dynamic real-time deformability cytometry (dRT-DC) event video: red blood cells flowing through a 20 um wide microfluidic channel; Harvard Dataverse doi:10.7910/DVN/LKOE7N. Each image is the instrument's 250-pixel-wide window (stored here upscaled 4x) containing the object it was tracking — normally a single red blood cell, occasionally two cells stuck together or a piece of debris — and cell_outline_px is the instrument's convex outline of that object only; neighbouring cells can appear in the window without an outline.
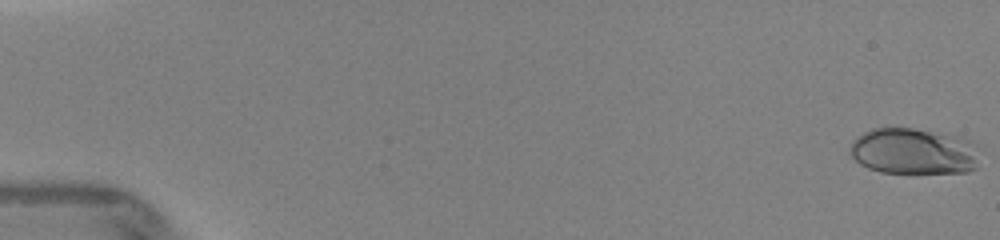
{"species": "human", "species_latin": "Homo sapiens", "temperature_condition": "warm", "stored_images_in_passage": 47, "camera_frame_rate_fps": 3000, "um_per_image_px": 0.085, "donor": {"sex": "female"}, "frame": {"image": 1, "passage_image": 1, "time_ms": 0.0, "image_size_px": [1000, 240], "cell_outline_px": [[976, 168], [968, 172], [880, 172], [868, 168], [860, 164], [848, 152], [852, 140], [864, 132], [872, 128], [912, 128], [960, 136], [972, 140], [976, 144]], "centroid_in_image_um": [77.64, 12.84], "position_along_channel_um": 7.4, "area_um2": 34.85}}
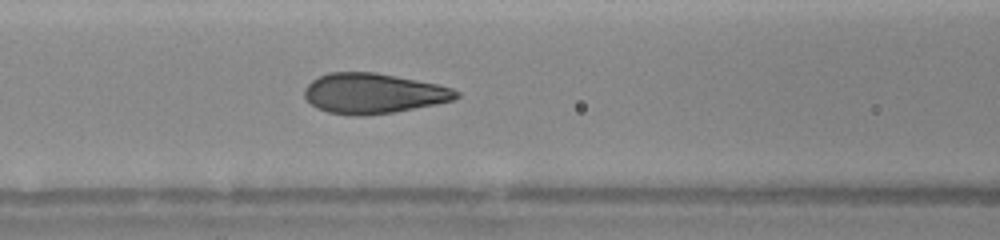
{"frame": {"image": 2, "passage_image": 21, "time_ms": 6.667, "image_size_px": [1000, 240], "cell_outline_px": [[460, 96], [452, 100], [436, 104], [396, 112], [368, 116], [348, 116], [328, 112], [316, 108], [304, 96], [304, 88], [312, 80], [328, 72], [376, 72], [436, 84], [452, 88], [460, 92]], "centroid_in_image_um": [31.72, 7.95], "position_along_channel_um": 134.9, "area_um2": 35.78}}
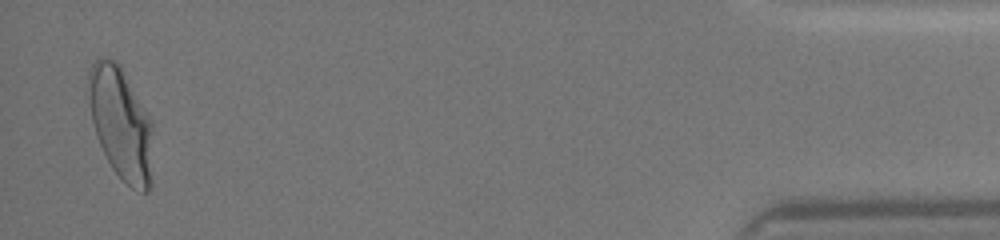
{"frame": {"image": 3, "passage_image": 46, "time_ms": 15.0, "image_size_px": [1000, 240], "cell_outline_px": [[152, 184], [148, 192], [140, 192], [132, 188], [112, 168], [96, 136], [84, 88], [88, 72], [92, 64], [100, 56], [116, 60], [128, 80], [148, 116], [152, 124]], "centroid_in_image_um": [10.24, 10.48], "position_along_channel_um": 425.0, "area_um2": 42.37}, "authors_computed_cell_mechanics": {"area_um2": 35.4892, "velocity_mm_per_s": 4.38, "shape_relaxation_time_tau1_ms": 4.2369, "shape_relaxation_time_tau2_ms": null, "deformation_change_tau1": 0.193, "deformation_change_tau2": null}}